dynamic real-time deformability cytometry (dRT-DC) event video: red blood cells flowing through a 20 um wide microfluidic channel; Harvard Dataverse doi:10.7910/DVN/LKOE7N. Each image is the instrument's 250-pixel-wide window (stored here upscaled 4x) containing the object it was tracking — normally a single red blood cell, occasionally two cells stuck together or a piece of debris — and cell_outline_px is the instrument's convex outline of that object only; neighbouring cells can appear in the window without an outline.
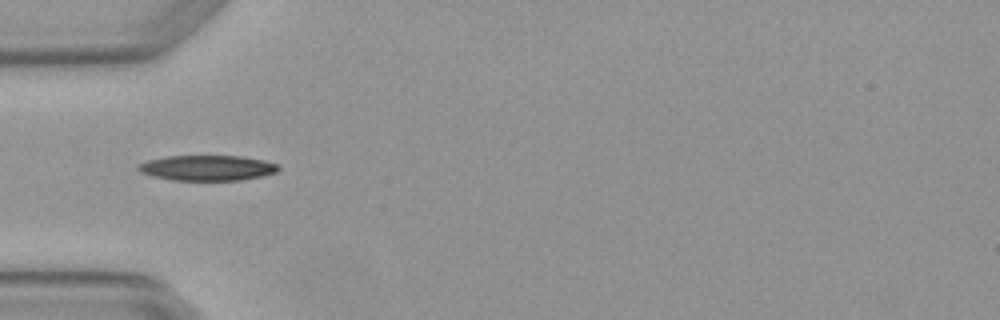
{"species": "Egyptian fruit bat (a non-hibernating species)", "species_latin": "Rousettus aegyptiacus", "temperature_condition": "warm", "stored_images_in_passage": 2, "camera_frame_rate_fps": 3000, "um_per_image_px": 0.085, "animal": {"sex": "female"}, "frame": {"image": 1, "passage_image": 2, "time_ms": 0.333, "image_size_px": [1000, 320], "cell_outline_px": [[280, 168], [276, 172], [260, 176], [240, 180], [172, 180], [152, 176], [140, 172], [136, 168], [136, 164], [148, 160], [168, 156], [240, 156], [264, 160], [280, 164]], "centroid_in_image_um": [17.6, 14.27], "position_along_channel_um": 67.4, "area_um2": 20.75}}